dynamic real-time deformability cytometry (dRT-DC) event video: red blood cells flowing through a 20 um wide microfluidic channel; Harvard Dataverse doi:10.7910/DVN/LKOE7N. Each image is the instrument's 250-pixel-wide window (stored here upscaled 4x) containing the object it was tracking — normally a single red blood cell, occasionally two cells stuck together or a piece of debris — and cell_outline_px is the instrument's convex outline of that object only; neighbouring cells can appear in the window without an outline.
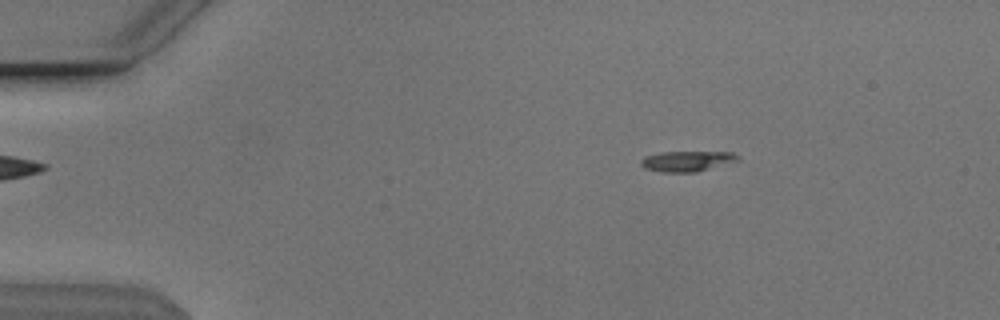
{"species": "Egyptian fruit bat (a non-hibernating species)", "species_latin": "Rousettus aegyptiacus", "temperature_condition": "cold", "stored_images_in_passage": 12, "camera_frame_rate_fps": 3000, "um_per_image_px": 0.085, "animal": {"sex": "male"}, "frame": {"image": 1, "passage_image": 4, "time_ms": 1.0, "image_size_px": [1000, 320], "cell_outline_px": [[740, 160], [696, 172], [660, 172], [644, 168], [640, 164], [640, 160], [644, 156], [660, 152], [732, 152], [740, 156]], "centroid_in_image_um": [58.38, 13.69], "position_along_channel_um": 26.6, "area_um2": 11.62}}